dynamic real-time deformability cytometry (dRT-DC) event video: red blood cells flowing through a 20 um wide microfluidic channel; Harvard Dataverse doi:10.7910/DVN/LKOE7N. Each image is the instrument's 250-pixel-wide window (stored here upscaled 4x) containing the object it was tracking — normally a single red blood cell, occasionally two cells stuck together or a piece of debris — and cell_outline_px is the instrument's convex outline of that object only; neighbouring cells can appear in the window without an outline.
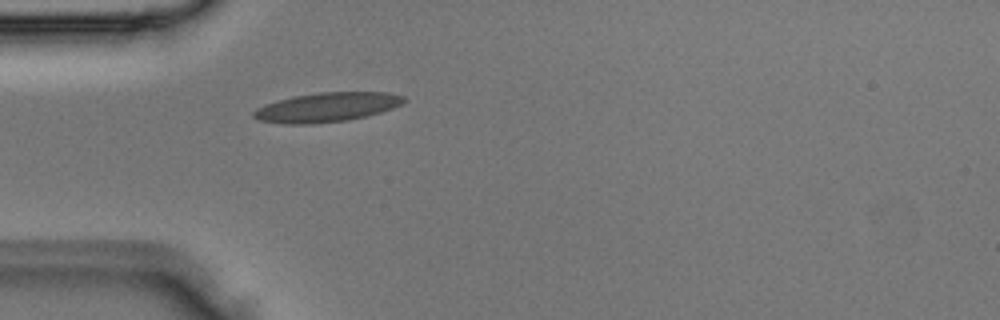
{"species": "Egyptian fruit bat (a non-hibernating species)", "species_latin": "Rousettus aegyptiacus", "temperature_condition": "room temperature", "stored_images_in_passage": 1, "camera_frame_rate_fps": 3000, "um_per_image_px": 0.085, "animal": {"sex": "male"}, "frame": {"image": 1, "passage_image": 1, "time_ms": 0.0, "image_size_px": [1000, 320], "cell_outline_px": [[408, 100], [392, 108], [380, 112], [348, 120], [312, 124], [284, 124], [260, 120], [252, 116], [252, 112], [256, 108], [264, 104], [292, 96], [320, 92], [388, 92], [404, 96]], "centroid_in_image_um": [27.76, 9.11], "position_along_channel_um": 57.2, "area_um2": 25.72}}